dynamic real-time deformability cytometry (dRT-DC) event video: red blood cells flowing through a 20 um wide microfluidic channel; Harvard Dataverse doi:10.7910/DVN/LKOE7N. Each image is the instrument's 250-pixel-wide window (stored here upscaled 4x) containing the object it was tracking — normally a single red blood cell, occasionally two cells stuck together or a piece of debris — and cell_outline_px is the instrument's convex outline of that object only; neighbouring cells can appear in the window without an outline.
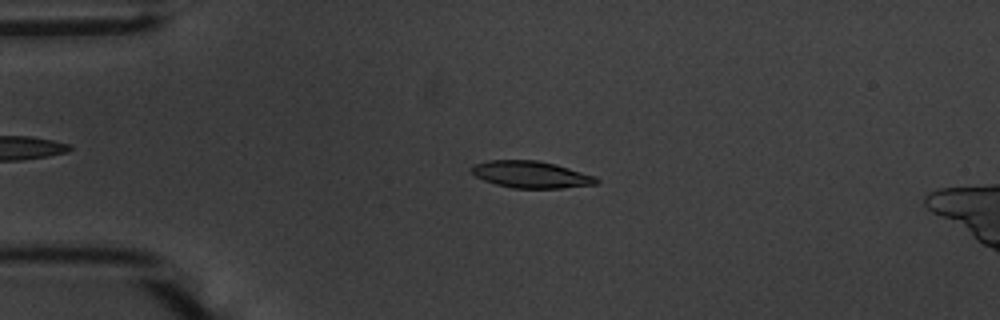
{"species": "common noctule bat (a hibernating species)", "species_latin": "Nyctalus noctula", "temperature_condition": "warm", "stored_images_in_passage": 54, "camera_frame_rate_fps": 3000, "um_per_image_px": 0.085, "animal": {"sex": "male", "body_mass_g": 20.1, "forearm_length_mm": 53.5}, "frame": {"image": 1, "passage_image": 12, "time_ms": 3.667, "image_size_px": [1000, 320], "cell_outline_px": [[600, 180], [596, 184], [560, 188], [512, 188], [496, 184], [484, 180], [476, 176], [468, 168], [476, 164], [488, 160], [540, 160], [556, 164], [596, 176]], "centroid_in_image_um": [45.15, 14.83], "position_along_channel_um": 39.9, "area_um2": 19.59}}
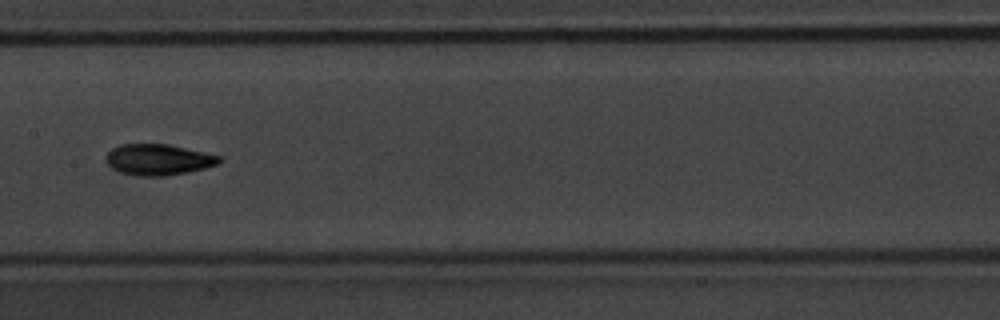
{"frame": {"image": 2, "passage_image": 27, "time_ms": 8.667, "image_size_px": [1000, 320], "cell_outline_px": [[220, 164], [188, 172], [168, 176], [136, 176], [120, 172], [112, 168], [104, 160], [104, 156], [112, 148], [120, 144], [168, 144], [220, 156]], "centroid_in_image_um": [13.41, 13.57], "position_along_channel_um": 194.0, "area_um2": 20.58}}
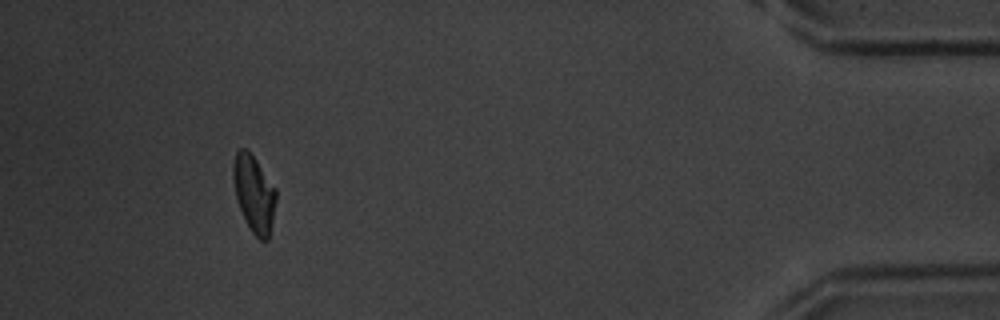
{"frame": {"image": 3, "passage_image": 50, "time_ms": 16.333, "image_size_px": [1000, 320], "cell_outline_px": [[276, 200], [268, 240], [260, 240], [252, 232], [240, 208], [236, 196], [232, 176], [232, 164], [236, 152], [240, 148], [244, 148], [256, 160], [276, 188]], "centroid_in_image_um": [21.58, 16.44], "position_along_channel_um": 413.6, "area_um2": 18.84}, "authors_computed_cell_mechanics": {"area_um2": 19.4786, "velocity_mm_per_s": 3.6568, "shape_relaxation_time_tau1_ms": 3.5636, "shape_relaxation_time_tau2_ms": 3.1365, "deformation_change_tau1": 0.1625, "deformation_change_tau2": 0.0878}}